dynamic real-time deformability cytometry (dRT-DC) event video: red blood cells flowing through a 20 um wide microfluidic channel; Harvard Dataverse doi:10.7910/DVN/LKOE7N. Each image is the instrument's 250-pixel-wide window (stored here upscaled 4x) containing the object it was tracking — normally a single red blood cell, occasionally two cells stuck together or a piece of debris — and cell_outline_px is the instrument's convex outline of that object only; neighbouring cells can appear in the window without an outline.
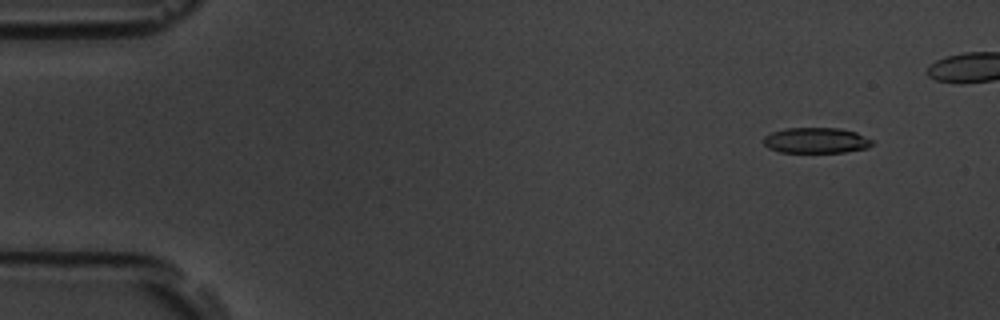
{"species": "common noctule bat (a hibernating species)", "species_latin": "Nyctalus noctula", "temperature_condition": "room temperature", "stored_images_in_passage": 50, "camera_frame_rate_fps": 3000, "um_per_image_px": 0.085, "animal": {"sex": "male", "body_mass_g": 19.5, "forearm_length_mm": 54.6}, "frame": {"image": 1, "passage_image": 5, "time_ms": 1.333, "image_size_px": [1000, 320], "cell_outline_px": [[872, 144], [868, 148], [844, 152], [780, 152], [768, 148], [764, 144], [764, 136], [772, 132], [784, 128], [840, 128], [856, 132], [872, 140]], "centroid_in_image_um": [69.36, 11.93], "position_along_channel_um": 15.6, "area_um2": 16.18}}
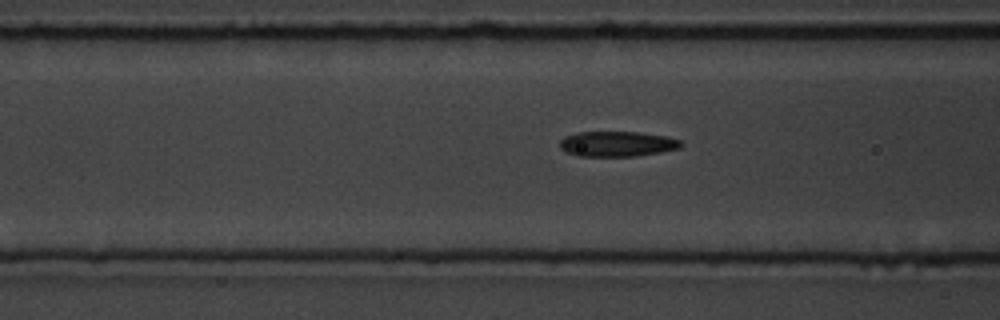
{"frame": {"image": 2, "passage_image": 22, "time_ms": 7.0, "image_size_px": [1000, 320], "cell_outline_px": [[684, 144], [680, 148], [660, 152], [636, 156], [576, 156], [560, 148], [560, 140], [564, 136], [576, 132], [636, 132], [668, 136], [680, 140]], "centroid_in_image_um": [52.46, 12.23], "position_along_channel_um": 114.1, "area_um2": 17.92}}
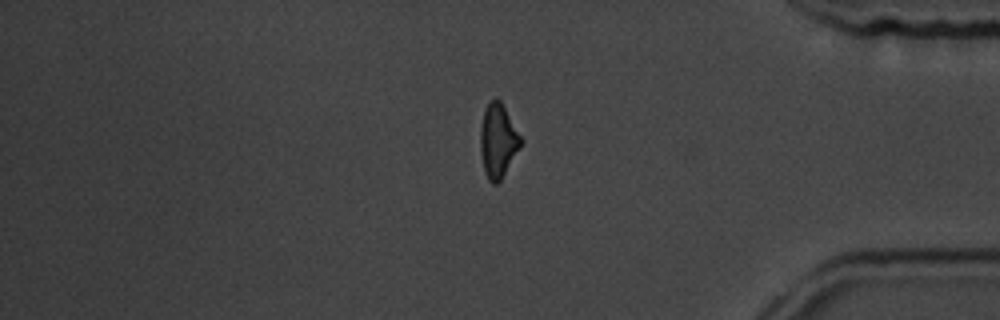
{"frame": {"image": 3, "passage_image": 47, "time_ms": 15.333, "image_size_px": [1000, 320], "cell_outline_px": [[524, 140], [520, 148], [500, 180], [496, 184], [492, 184], [488, 180], [484, 172], [480, 152], [480, 128], [484, 112], [488, 104], [492, 100], [500, 100]], "centroid_in_image_um": [42.33, 11.99], "position_along_channel_um": 392.9, "area_um2": 17.34}, "authors_computed_cell_mechanics": {"area_um2": 17.7446, "velocity_mm_per_s": 3.6483, "shape_relaxation_time_tau1_ms": 4.8365, "shape_relaxation_time_tau2_ms": 4.8138, "deformation_change_tau1": 0.1338, "deformation_change_tau2": 0.1412}}